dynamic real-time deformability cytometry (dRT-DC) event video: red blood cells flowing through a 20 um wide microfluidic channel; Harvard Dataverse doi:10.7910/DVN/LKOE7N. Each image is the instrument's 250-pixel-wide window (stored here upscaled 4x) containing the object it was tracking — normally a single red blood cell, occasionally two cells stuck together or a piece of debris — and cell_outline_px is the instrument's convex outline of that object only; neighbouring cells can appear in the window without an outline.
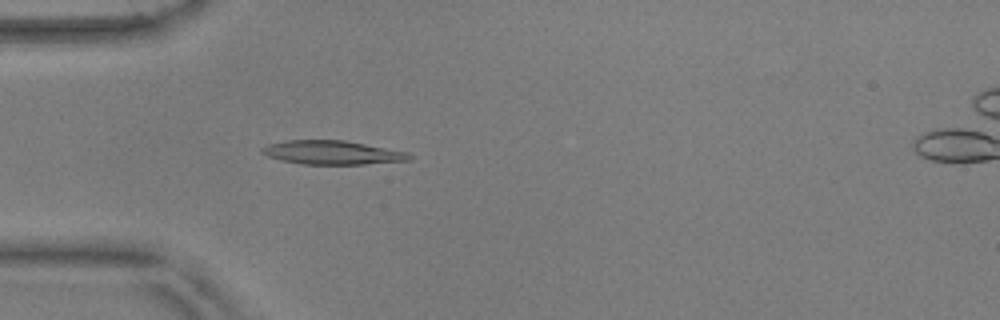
{"species": "common noctule bat (a hibernating species)", "species_latin": "Nyctalus noctula", "temperature_condition": "warm", "stored_images_in_passage": 42, "camera_frame_rate_fps": 3000, "um_per_image_px": 0.085, "animal": {"sex": "male", "body_mass_g": 17.9, "forearm_length_mm": 54.2}, "frame": {"image": 1, "passage_image": 4, "time_ms": 1.0, "image_size_px": [1000, 320], "cell_outline_px": [[412, 160], [364, 164], [300, 164], [268, 156], [260, 152], [260, 148], [268, 144], [288, 140], [344, 140], [408, 152], [412, 156]], "centroid_in_image_um": [28.25, 12.96], "position_along_channel_um": 56.8, "area_um2": 20.35}}
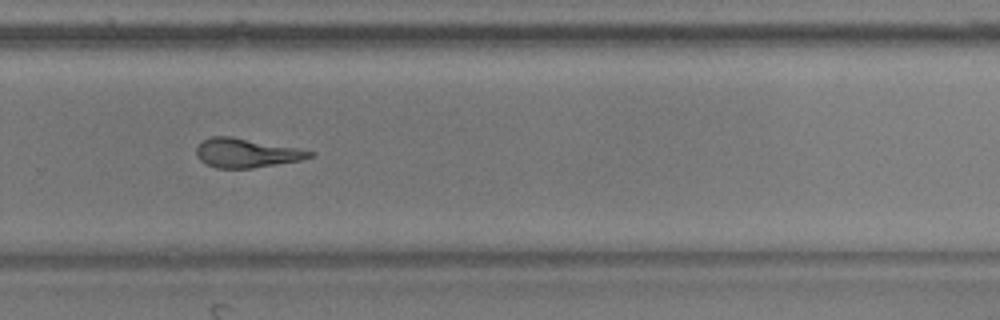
{"frame": {"image": 2, "passage_image": 25, "time_ms": 8.0, "image_size_px": [1000, 320], "cell_outline_px": [[316, 156], [300, 160], [252, 168], [216, 168], [200, 160], [196, 156], [196, 148], [204, 140], [212, 136], [232, 136], [296, 148], [316, 152]], "centroid_in_image_um": [20.95, 13.0], "position_along_channel_um": 308.8, "area_um2": 19.07}}
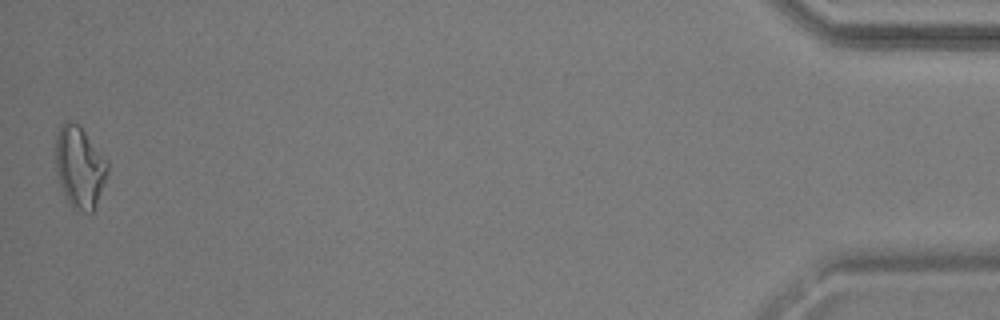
{"frame": {"image": 3, "passage_image": 42, "time_ms": 13.667, "image_size_px": [1000, 320], "cell_outline_px": [[108, 176], [96, 204], [92, 212], [76, 212], [72, 208], [64, 196], [56, 172], [56, 136], [60, 128], [68, 120], [80, 124], [108, 160]], "centroid_in_image_um": [6.79, 14.22], "position_along_channel_um": 428.4, "area_um2": 25.09}, "authors_computed_cell_mechanics": {"area_um2": 20.1722, "velocity_mm_per_s": 3.6748, "shape_relaxation_time_tau1_ms": 8.3566, "shape_relaxation_time_tau2_ms": 3.387, "deformation_change_tau1": 0.2423, "deformation_change_tau2": 0.1345}}